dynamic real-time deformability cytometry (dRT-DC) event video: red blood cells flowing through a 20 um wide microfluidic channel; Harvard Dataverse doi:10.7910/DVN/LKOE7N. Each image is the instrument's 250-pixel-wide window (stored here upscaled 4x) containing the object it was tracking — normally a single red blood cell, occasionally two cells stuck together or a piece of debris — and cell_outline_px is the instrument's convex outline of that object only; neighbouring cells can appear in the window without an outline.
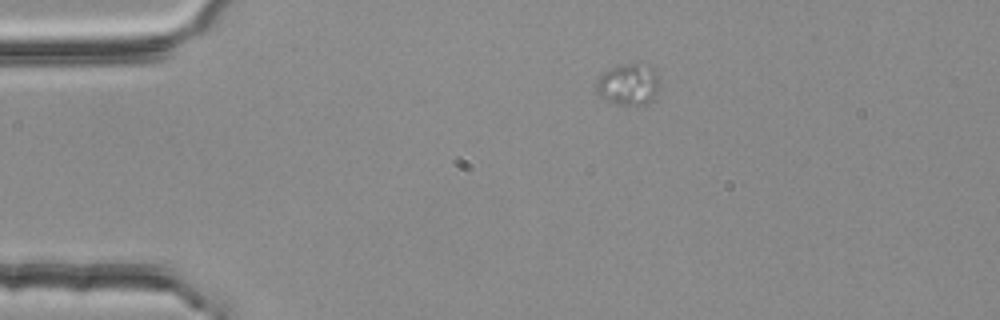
{"species": "common noctule bat (a hibernating species)", "species_latin": "Nyctalus noctula", "temperature_condition": "room temperature", "stored_images_in_passage": 4, "camera_frame_rate_fps": 3000, "um_per_image_px": 0.085, "animal": {"sex": "female", "body_mass_g": 25.1}, "frame": {"image": 1, "passage_image": 4, "time_ms": 1.0, "image_size_px": [1000, 320], "cell_outline_px": [[660, 88], [648, 100], [640, 104], [620, 104], [604, 100], [596, 92], [596, 84], [600, 76], [604, 72], [620, 64], [640, 60], [652, 68], [660, 76]], "centroid_in_image_um": [53.43, 7.1], "position_along_channel_um": 31.6, "area_um2": 15.43}}